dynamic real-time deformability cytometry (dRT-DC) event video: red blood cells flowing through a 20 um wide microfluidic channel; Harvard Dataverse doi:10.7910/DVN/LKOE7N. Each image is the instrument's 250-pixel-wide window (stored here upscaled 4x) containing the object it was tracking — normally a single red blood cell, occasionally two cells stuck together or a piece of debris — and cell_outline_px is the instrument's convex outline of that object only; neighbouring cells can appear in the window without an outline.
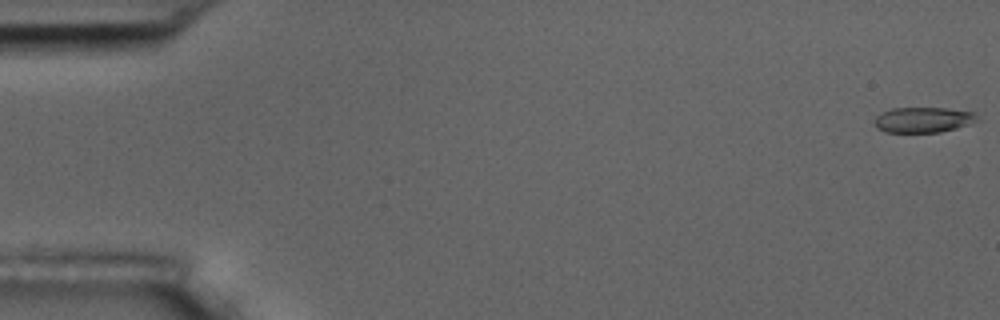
{"species": "common noctule bat (a hibernating species)", "species_latin": "Nyctalus noctula", "temperature_condition": "room temperature", "stored_images_in_passage": 9, "camera_frame_rate_fps": 3000, "um_per_image_px": 0.085, "animal": {"sex": "male", "body_mass_g": 17.5, "forearm_length_mm": 52.3}, "frame": {"image": 1, "passage_image": 1, "time_ms": 0.0, "image_size_px": [1000, 320], "cell_outline_px": [[980, 120], [956, 128], [940, 132], [884, 132], [876, 128], [872, 120], [880, 112], [892, 108], [944, 108], [972, 112]], "centroid_in_image_um": [78.39, 10.18], "position_along_channel_um": 6.6, "area_um2": 15.26}}
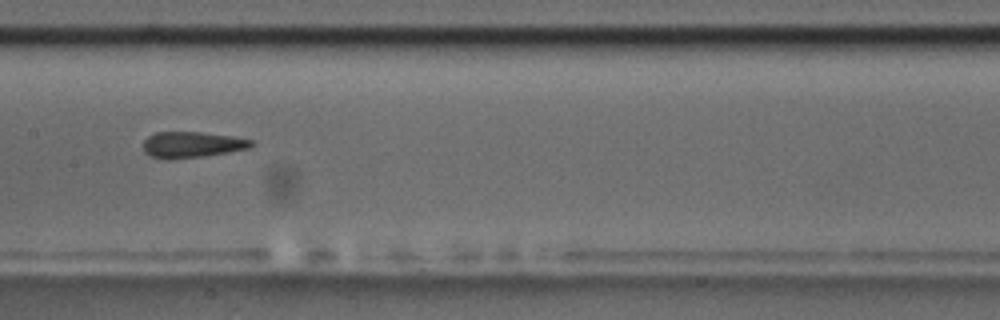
{"frame": {"image": 2, "passage_image": 8, "time_ms": 9.0, "image_size_px": [1000, 320], "cell_outline_px": [[256, 144], [252, 148], [204, 156], [168, 160], [148, 156], [144, 152], [144, 140], [148, 136], [156, 132], [200, 132], [232, 136], [252, 140]], "centroid_in_image_um": [16.32, 12.3], "position_along_channel_um": 191.1, "area_um2": 16.59}}
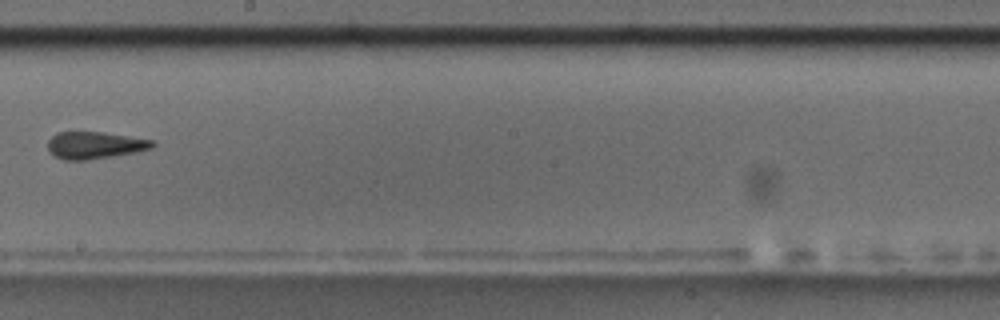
{"frame": {"image": 3, "passage_image": 9, "time_ms": 10.333, "image_size_px": [1000, 320], "cell_outline_px": [[156, 144], [152, 148], [136, 152], [88, 160], [64, 160], [48, 152], [48, 140], [56, 132], [104, 132], [156, 140]], "centroid_in_image_um": [8.08, 12.34], "position_along_channel_um": 240.1, "area_um2": 16.7}}